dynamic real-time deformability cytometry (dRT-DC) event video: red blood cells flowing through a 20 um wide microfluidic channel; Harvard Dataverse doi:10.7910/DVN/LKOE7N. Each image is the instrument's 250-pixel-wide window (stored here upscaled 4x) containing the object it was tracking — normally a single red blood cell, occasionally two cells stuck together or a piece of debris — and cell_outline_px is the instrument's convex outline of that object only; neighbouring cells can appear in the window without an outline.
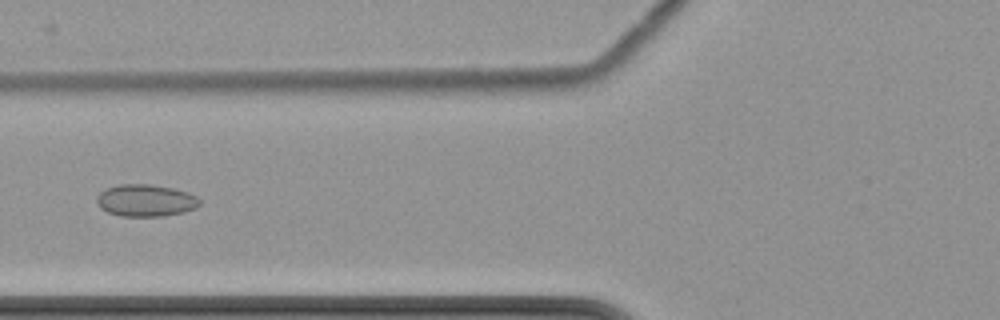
{"species": "common noctule bat (a hibernating species)", "species_latin": "Nyctalus noctula", "temperature_condition": "cold", "stored_images_in_passage": 13, "camera_frame_rate_fps": 3000, "um_per_image_px": 0.085, "animal": {"sex": "female", "body_mass_g": 22.7, "forearm_length_mm": 54.2}, "frame": {"image": 1, "passage_image": 4, "time_ms": 4.667, "image_size_px": [1000, 320], "cell_outline_px": [[200, 204], [196, 208], [184, 212], [164, 216], [120, 216], [108, 212], [100, 208], [96, 204], [96, 196], [100, 192], [116, 184], [152, 184], [172, 188], [188, 192], [196, 196], [200, 200]], "centroid_in_image_um": [12.37, 17.04], "position_along_channel_um": 113.4, "area_um2": 19.42}}
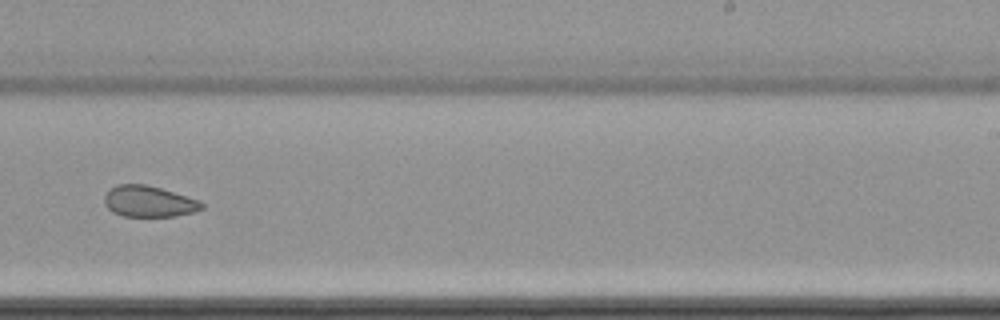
{"frame": {"image": 2, "passage_image": 8, "time_ms": 9.333, "image_size_px": [1000, 320], "cell_outline_px": [[204, 208], [196, 212], [172, 216], [124, 216], [112, 212], [104, 204], [104, 196], [116, 184], [144, 184], [160, 188], [196, 200], [204, 204]], "centroid_in_image_um": [12.62, 17.13], "position_along_channel_um": 276.4, "area_um2": 17.4}}
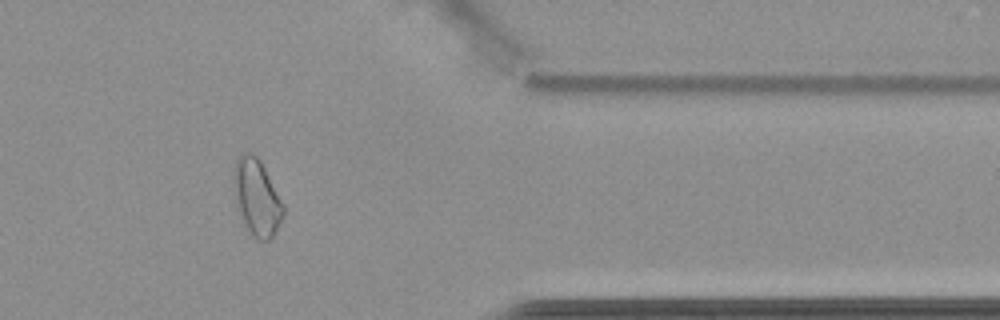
{"frame": {"image": 3, "passage_image": 11, "time_ms": 13.0, "image_size_px": [1000, 320], "cell_outline_px": [[284, 212], [276, 232], [268, 240], [260, 240], [252, 236], [248, 232], [236, 208], [232, 172], [232, 168], [236, 160], [244, 152], [252, 152], [260, 160], [284, 204]], "centroid_in_image_um": [21.79, 16.77], "position_along_channel_um": 389.6, "area_um2": 22.31}, "authors_computed_cell_mechanics": {"area_um2": 19.4208, "velocity_mm_per_s": 3.4971, "shape_relaxation_time_tau1_ms": null, "shape_relaxation_time_tau2_ms": 1.9093, "deformation_change_tau1": null, "deformation_change_tau2": 0.059}}